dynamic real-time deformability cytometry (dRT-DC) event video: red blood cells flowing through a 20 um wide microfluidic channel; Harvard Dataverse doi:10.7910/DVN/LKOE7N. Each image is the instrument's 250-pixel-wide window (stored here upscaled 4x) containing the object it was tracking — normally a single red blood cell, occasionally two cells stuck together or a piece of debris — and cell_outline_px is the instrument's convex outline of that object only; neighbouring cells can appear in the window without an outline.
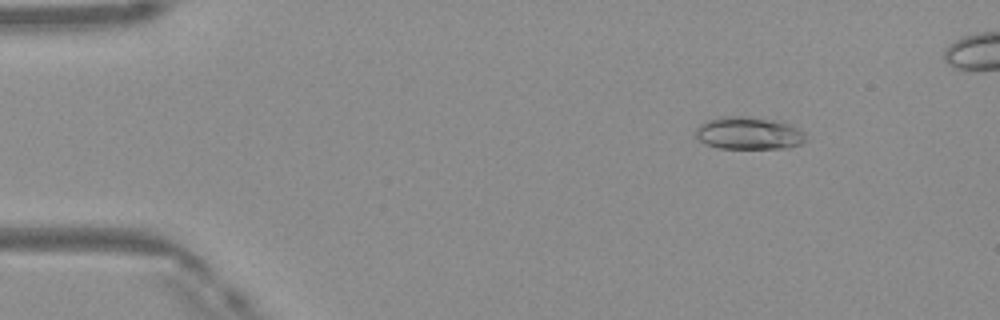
{"species": "Egyptian fruit bat (a non-hibernating species)", "species_latin": "Rousettus aegyptiacus", "temperature_condition": "warm", "stored_images_in_passage": 47, "camera_frame_rate_fps": 3000, "um_per_image_px": 0.085, "frame": {"image": 1, "passage_image": 7, "time_ms": 2.0, "image_size_px": [1000, 320], "cell_outline_px": [[808, 140], [800, 144], [788, 148], [720, 148], [704, 144], [696, 136], [696, 128], [704, 120], [724, 116], [744, 116], [776, 120], [788, 124], [804, 132], [808, 136]], "centroid_in_image_um": [63.65, 11.32], "position_along_channel_um": 21.4, "area_um2": 21.04}}
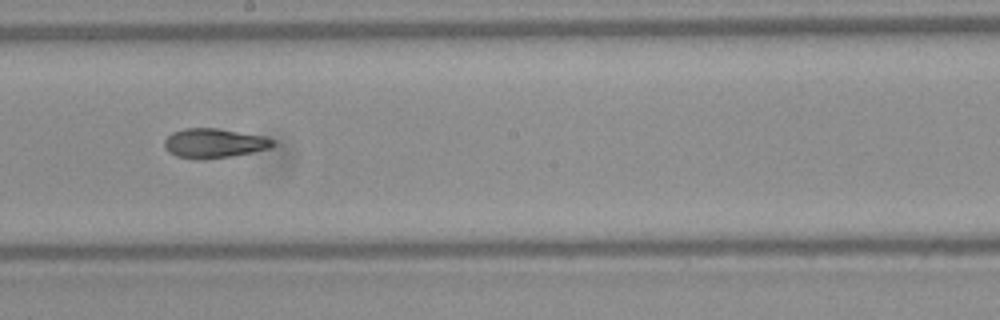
{"frame": {"image": 2, "passage_image": 28, "time_ms": 9.0, "image_size_px": [1000, 320], "cell_outline_px": [[272, 144], [268, 148], [252, 152], [232, 156], [200, 160], [176, 156], [168, 152], [164, 148], [164, 140], [172, 132], [184, 128], [220, 128], [264, 136], [272, 140]], "centroid_in_image_um": [18.12, 12.17], "position_along_channel_um": 230.1, "area_um2": 18.61}}
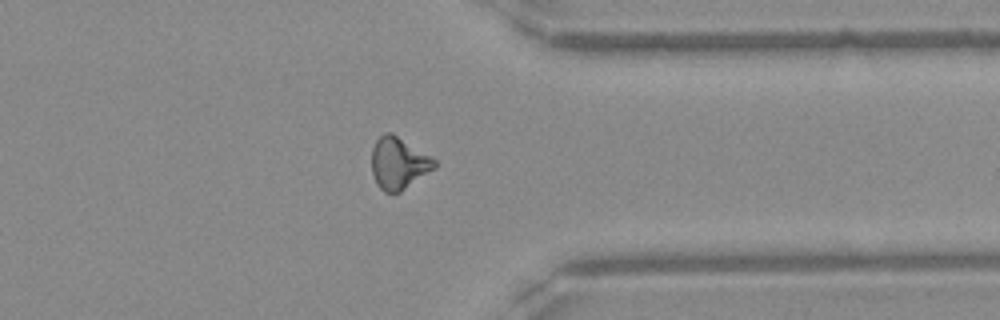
{"frame": {"image": 3, "passage_image": 39, "time_ms": 12.667, "image_size_px": [1000, 320], "cell_outline_px": [[436, 168], [400, 192], [384, 192], [376, 184], [372, 172], [372, 148], [376, 140], [384, 132], [392, 132], [436, 160]], "centroid_in_image_um": [33.87, 13.87], "position_along_channel_um": 377.5, "area_um2": 18.96}, "authors_computed_cell_mechanics": {"area_um2": 18.6694, "velocity_mm_per_s": 4.1703, "shape_relaxation_time_tau1_ms": 8.136, "shape_relaxation_time_tau2_ms": 3.0384, "deformation_change_tau1": 0.2129, "deformation_change_tau2": 0.0964}}